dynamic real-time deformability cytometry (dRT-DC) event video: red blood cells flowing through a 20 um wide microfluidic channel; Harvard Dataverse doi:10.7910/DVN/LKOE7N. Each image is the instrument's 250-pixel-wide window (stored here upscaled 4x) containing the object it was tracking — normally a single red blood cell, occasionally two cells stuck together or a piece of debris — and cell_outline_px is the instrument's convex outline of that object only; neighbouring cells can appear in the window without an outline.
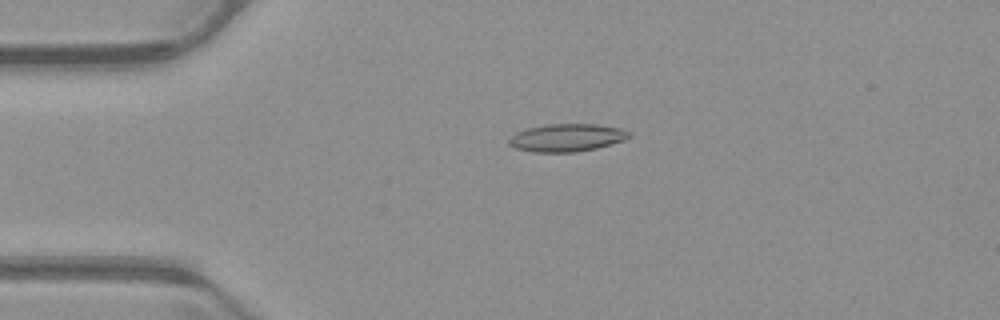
{"species": "common noctule bat (a hibernating species)", "species_latin": "Nyctalus noctula", "temperature_condition": "warm", "stored_images_in_passage": 50, "camera_frame_rate_fps": 3000, "um_per_image_px": 0.085, "animal": {"sex": "male", "body_mass_g": 23.1, "forearm_length_mm": 52.7}, "frame": {"image": 1, "passage_image": 12, "time_ms": 3.667, "image_size_px": [1000, 320], "cell_outline_px": [[632, 136], [624, 140], [596, 148], [576, 152], [532, 152], [516, 148], [508, 144], [508, 140], [516, 132], [528, 128], [548, 124], [596, 124], [620, 128], [632, 132]], "centroid_in_image_um": [48.2, 11.7], "position_along_channel_um": 36.8, "area_um2": 19.42}}
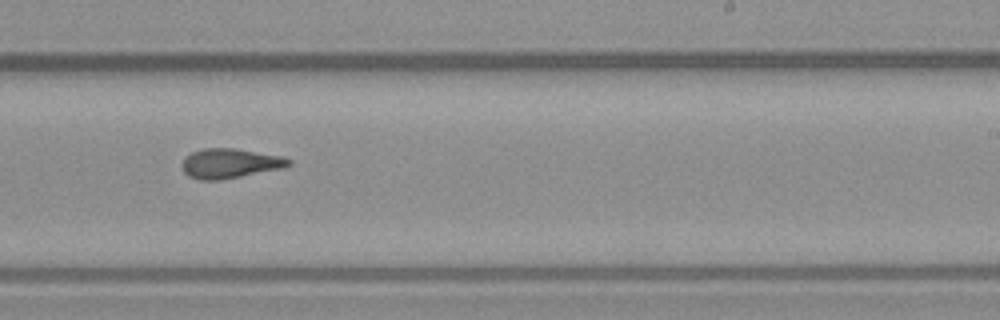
{"frame": {"image": 2, "passage_image": 32, "time_ms": 10.333, "image_size_px": [1000, 320], "cell_outline_px": [[292, 164], [284, 168], [220, 180], [200, 180], [188, 176], [184, 172], [180, 164], [184, 156], [192, 152], [204, 148], [236, 148], [284, 156], [292, 160]], "centroid_in_image_um": [19.55, 13.88], "position_along_channel_um": 269.5, "area_um2": 18.79}}
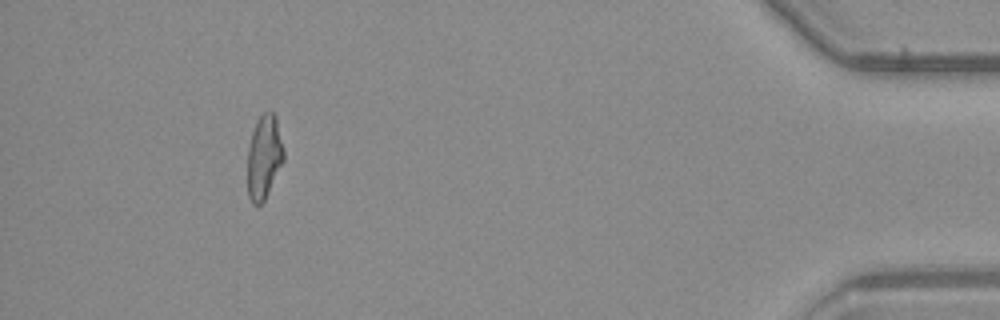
{"frame": {"image": 3, "passage_image": 48, "time_ms": 15.667, "image_size_px": [1000, 320], "cell_outline_px": [[284, 160], [264, 200], [260, 204], [252, 204], [248, 196], [248, 148], [252, 132], [256, 120], [264, 112], [272, 112], [276, 116], [284, 148]], "centroid_in_image_um": [22.45, 13.32], "position_along_channel_um": 412.8, "area_um2": 17.63}, "authors_computed_cell_mechanics": {"area_um2": 18.5538, "velocity_mm_per_s": 3.9768, "shape_relaxation_time_tau1_ms": null, "shape_relaxation_time_tau2_ms": 3.9284, "deformation_change_tau1": null, "deformation_change_tau2": 0.1353}}